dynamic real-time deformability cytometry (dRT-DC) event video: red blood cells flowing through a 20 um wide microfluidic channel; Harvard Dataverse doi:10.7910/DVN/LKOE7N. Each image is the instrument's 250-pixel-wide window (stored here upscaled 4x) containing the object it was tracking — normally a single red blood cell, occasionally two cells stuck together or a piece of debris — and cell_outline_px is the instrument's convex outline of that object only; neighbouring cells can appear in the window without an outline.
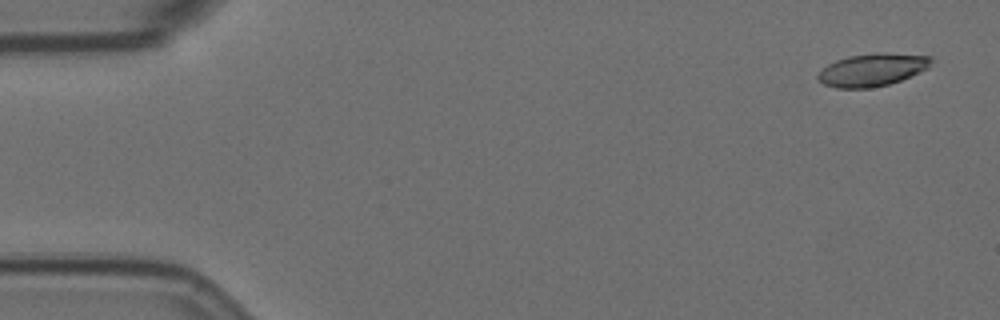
{"species": "Egyptian fruit bat (a non-hibernating species)", "species_latin": "Rousettus aegyptiacus", "temperature_condition": "room temperature", "stored_images_in_passage": 56, "camera_frame_rate_fps": 3000, "um_per_image_px": 0.085, "animal": {"sex": "female"}, "frame": {"image": 1, "passage_image": 1, "time_ms": 0.0, "image_size_px": [1000, 320], "cell_outline_px": [[932, 60], [928, 68], [920, 72], [900, 80], [888, 84], [868, 88], [836, 88], [824, 84], [816, 80], [816, 76], [828, 64], [836, 60], [848, 56], [932, 56]], "centroid_in_image_um": [74.05, 6.01], "position_along_channel_um": 10.9, "area_um2": 20.29}}
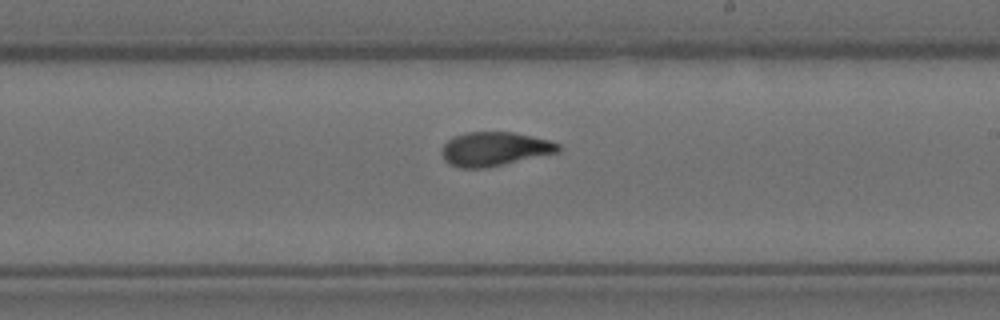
{"frame": {"image": 2, "passage_image": 32, "time_ms": 10.333, "image_size_px": [1000, 320], "cell_outline_px": [[560, 152], [484, 168], [460, 168], [448, 164], [444, 160], [440, 152], [444, 144], [452, 136], [468, 132], [512, 132], [532, 136], [548, 140], [560, 144]], "centroid_in_image_um": [42.0, 12.66], "position_along_channel_um": 247.0, "area_um2": 23.12}}
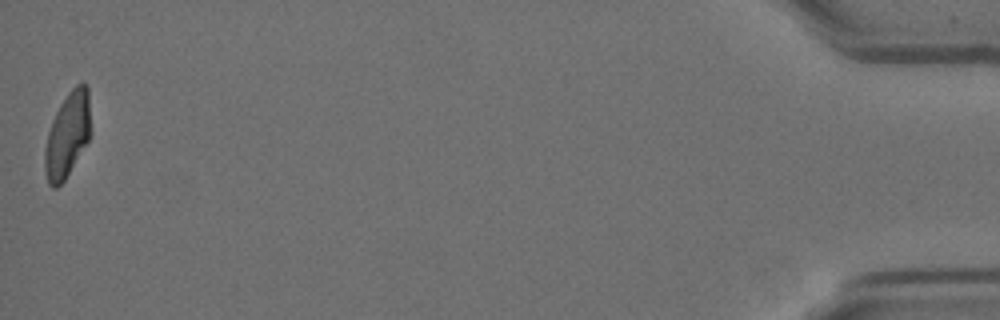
{"frame": {"image": 3, "passage_image": 56, "time_ms": 18.333, "image_size_px": [1000, 320], "cell_outline_px": [[92, 132], [88, 140], [64, 180], [56, 188], [52, 188], [48, 184], [44, 172], [44, 148], [48, 132], [52, 120], [60, 104], [68, 92], [76, 84], [84, 84], [88, 88]], "centroid_in_image_um": [5.73, 11.47], "position_along_channel_um": 429.5, "area_um2": 22.83}, "authors_computed_cell_mechanics": {"area_um2": 23.0333, "velocity_mm_per_s": 3.5063, "shape_relaxation_time_tau1_ms": 4.9726, "shape_relaxation_time_tau2_ms": 1.7859, "deformation_change_tau1": 0.1694, "deformation_change_tau2": 0.0741}}